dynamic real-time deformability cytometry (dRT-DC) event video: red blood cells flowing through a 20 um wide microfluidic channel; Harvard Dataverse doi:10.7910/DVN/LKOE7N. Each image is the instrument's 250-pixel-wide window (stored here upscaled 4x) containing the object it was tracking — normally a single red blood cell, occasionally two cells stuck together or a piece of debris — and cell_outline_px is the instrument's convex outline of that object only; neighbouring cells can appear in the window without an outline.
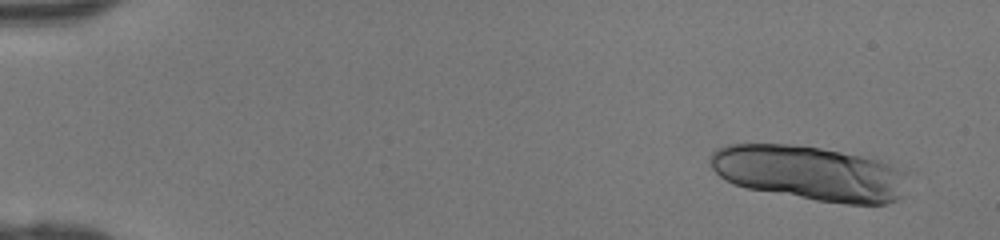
{"species": "human", "species_latin": "Homo sapiens", "temperature_condition": "room temperature", "stored_images_in_passage": 25, "camera_frame_rate_fps": 3000, "um_per_image_px": 0.085, "donor": {"sex": "female"}, "frame": {"image": 1, "passage_image": 4, "time_ms": 1.0, "image_size_px": [1000, 240], "cell_outline_px": [[904, 172], [900, 196], [896, 200], [884, 204], [844, 204], [816, 200], [748, 188], [732, 184], [724, 180], [712, 168], [712, 152], [716, 148], [724, 144], [792, 144], [820, 148], [880, 160]], "centroid_in_image_um": [68.74, 14.71], "position_along_channel_um": 16.3, "area_um2": 62.19}}
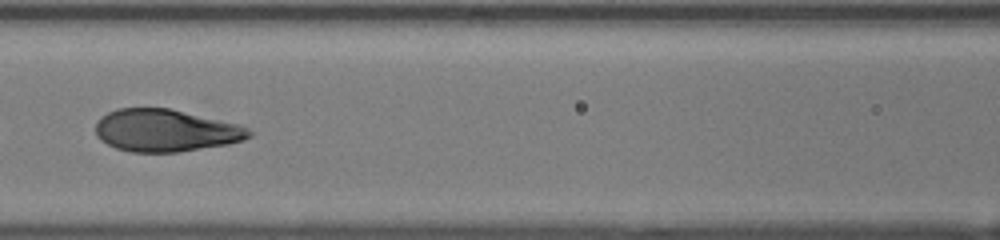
{"frame": {"image": 2, "passage_image": 23, "time_ms": 7.333, "image_size_px": [1000, 240], "cell_outline_px": [[256, 132], [252, 136], [244, 140], [228, 144], [180, 152], [132, 152], [116, 148], [100, 140], [96, 136], [96, 120], [100, 116], [116, 108], [168, 108], [240, 124]], "centroid_in_image_um": [14.09, 11.09], "position_along_channel_um": 152.5, "area_um2": 38.21}}